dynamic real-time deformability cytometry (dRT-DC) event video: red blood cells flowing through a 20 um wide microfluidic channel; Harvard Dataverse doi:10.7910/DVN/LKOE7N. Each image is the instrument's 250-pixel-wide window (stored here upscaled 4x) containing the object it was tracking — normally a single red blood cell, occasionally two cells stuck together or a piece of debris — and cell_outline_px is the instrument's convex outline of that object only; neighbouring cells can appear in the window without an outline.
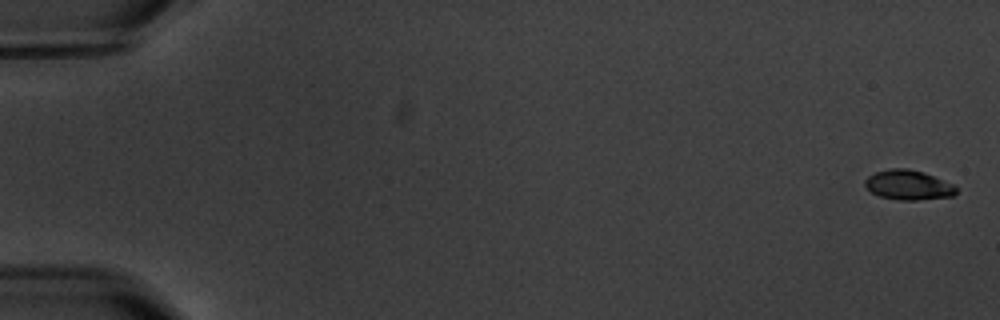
{"species": "common noctule bat (a hibernating species)", "species_latin": "Nyctalus noctula", "temperature_condition": "warm", "stored_images_in_passage": 10, "camera_frame_rate_fps": 3000, "um_per_image_px": 0.085, "animal": {"sex": "male", "body_mass_g": 20.1, "forearm_length_mm": 53.5}, "frame": {"image": 1, "passage_image": 1, "time_ms": 0.0, "image_size_px": [1000, 320], "cell_outline_px": [[960, 188], [952, 196], [916, 200], [900, 200], [880, 196], [872, 192], [864, 184], [864, 180], [868, 176], [876, 172], [888, 168], [908, 168], [924, 172], [952, 184]], "centroid_in_image_um": [77.21, 15.71], "position_along_channel_um": 7.8, "area_um2": 15.78}}
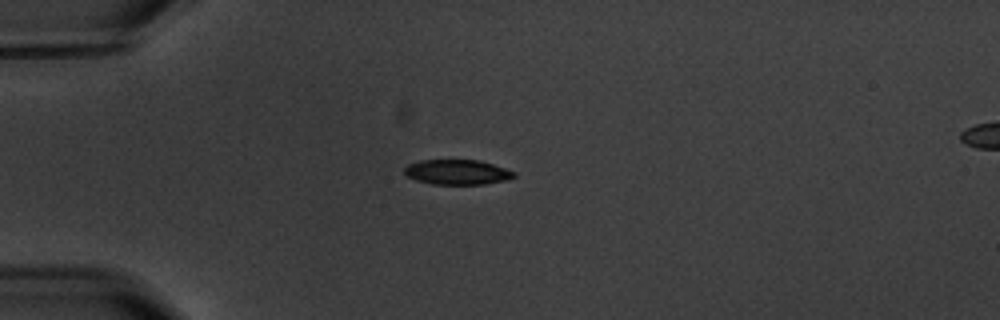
{"frame": {"image": 2, "passage_image": 5, "time_ms": 5.0, "image_size_px": [1000, 320], "cell_outline_px": [[516, 176], [508, 180], [484, 184], [432, 184], [416, 180], [408, 176], [404, 172], [404, 168], [408, 164], [420, 160], [480, 160], [516, 172]], "centroid_in_image_um": [38.88, 14.63], "position_along_channel_um": 46.1, "area_um2": 15.95}}
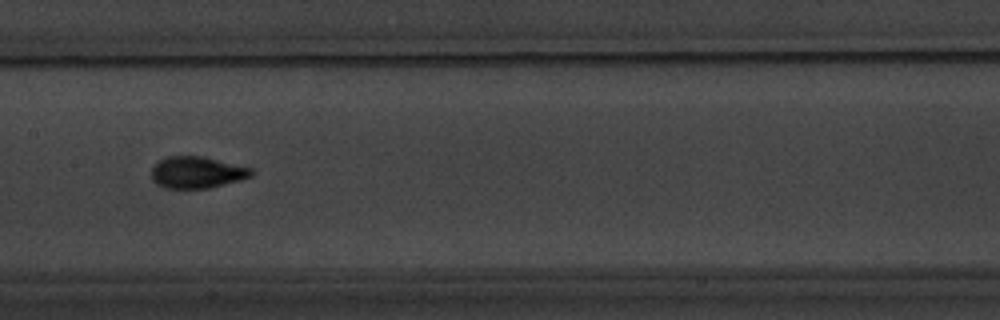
{"frame": {"image": 3, "passage_image": 9, "time_ms": 9.667, "image_size_px": [1000, 320], "cell_outline_px": [[252, 176], [240, 180], [208, 188], [164, 188], [156, 184], [152, 180], [152, 168], [160, 160], [168, 156], [204, 156], [252, 168]], "centroid_in_image_um": [16.73, 14.65], "position_along_channel_um": 190.7, "area_um2": 18.38}}